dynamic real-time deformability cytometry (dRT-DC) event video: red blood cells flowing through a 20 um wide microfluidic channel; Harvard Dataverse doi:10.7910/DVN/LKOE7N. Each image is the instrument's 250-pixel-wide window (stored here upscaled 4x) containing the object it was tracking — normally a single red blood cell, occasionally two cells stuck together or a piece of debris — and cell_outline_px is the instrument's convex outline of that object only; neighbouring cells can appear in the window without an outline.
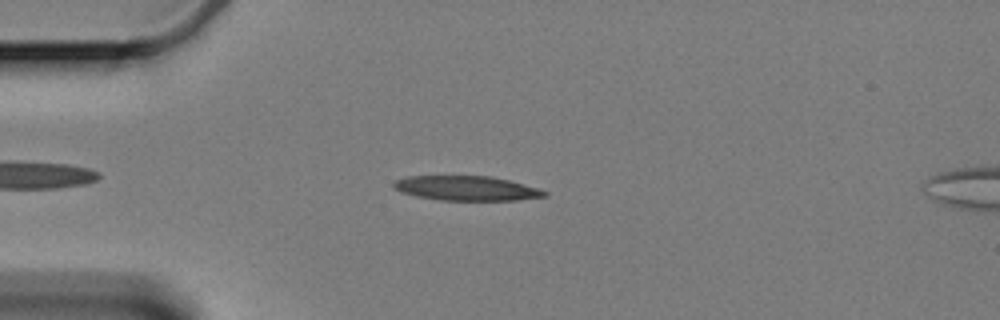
{"species": "Egyptian fruit bat (a non-hibernating species)", "species_latin": "Rousettus aegyptiacus", "temperature_condition": "cold", "stored_images_in_passage": 54, "camera_frame_rate_fps": 3000, "um_per_image_px": 0.085, "animal": {"sex": "female"}, "frame": {"image": 1, "passage_image": 9, "time_ms": 2.667, "image_size_px": [1000, 320], "cell_outline_px": [[548, 196], [516, 200], [440, 200], [416, 196], [400, 192], [392, 184], [396, 180], [404, 176], [488, 176], [508, 180], [536, 188], [548, 192]], "centroid_in_image_um": [39.62, 16.0], "position_along_channel_um": 45.4, "area_um2": 21.44}}
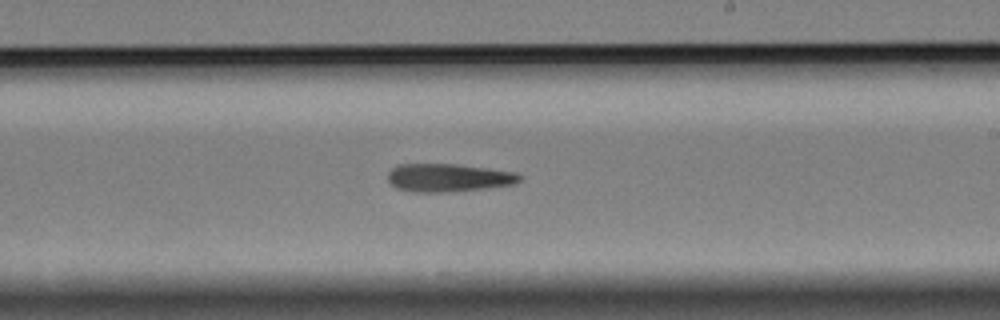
{"frame": {"image": 2, "passage_image": 29, "time_ms": 9.333, "image_size_px": [1000, 320], "cell_outline_px": [[520, 180], [512, 184], [480, 188], [444, 192], [412, 192], [396, 188], [388, 180], [388, 172], [396, 164], [456, 164], [488, 168], [516, 172], [520, 176]], "centroid_in_image_um": [38.04, 15.09], "position_along_channel_um": 251.0, "area_um2": 21.33}}
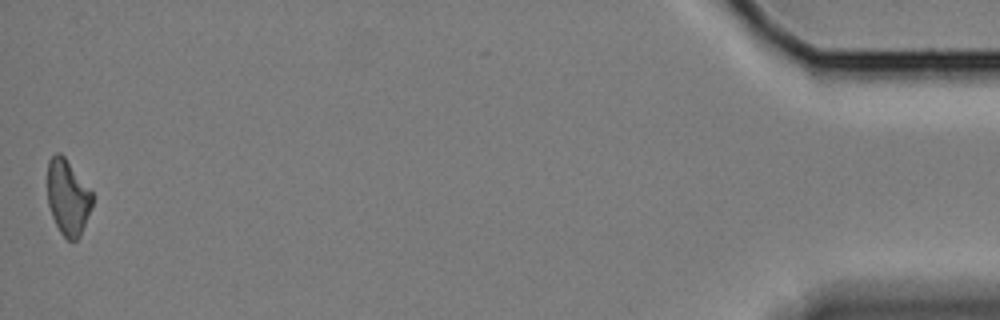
{"frame": {"image": 3, "passage_image": 53, "time_ms": 17.333, "image_size_px": [1000, 320], "cell_outline_px": [[92, 204], [80, 236], [76, 240], [68, 240], [60, 232], [52, 216], [48, 204], [48, 160], [56, 152], [60, 152], [64, 156], [92, 192]], "centroid_in_image_um": [5.75, 16.76], "position_along_channel_um": 429.5, "area_um2": 19.42}, "authors_computed_cell_mechanics": {"area_um2": 21.4438, "velocity_mm_per_s": 3.3565, "shape_relaxation_time_tau1_ms": 5.8613, "shape_relaxation_time_tau2_ms": null, "deformation_change_tau1": 0.1391, "deformation_change_tau2": null}}